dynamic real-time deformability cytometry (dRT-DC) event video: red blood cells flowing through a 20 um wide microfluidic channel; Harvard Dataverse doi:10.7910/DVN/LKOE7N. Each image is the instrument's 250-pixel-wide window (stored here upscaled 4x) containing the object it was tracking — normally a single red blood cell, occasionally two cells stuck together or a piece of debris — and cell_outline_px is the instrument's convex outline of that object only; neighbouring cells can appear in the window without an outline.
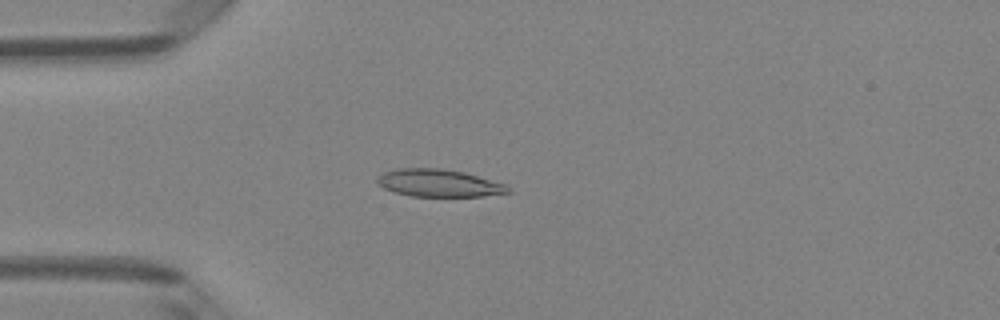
{"species": "Egyptian fruit bat (a non-hibernating species)", "species_latin": "Rousettus aegyptiacus", "temperature_condition": "room temperature", "stored_images_in_passage": 5, "camera_frame_rate_fps": 3000, "um_per_image_px": 0.085, "animal": {"sex": "female"}, "frame": {"image": 1, "passage_image": 4, "time_ms": 1.0, "image_size_px": [1000, 320], "cell_outline_px": [[512, 192], [480, 196], [412, 196], [396, 192], [384, 188], [376, 184], [376, 176], [384, 172], [396, 168], [440, 168], [464, 172], [508, 184]], "centroid_in_image_um": [37.3, 15.55], "position_along_channel_um": 47.7, "area_um2": 21.1}}